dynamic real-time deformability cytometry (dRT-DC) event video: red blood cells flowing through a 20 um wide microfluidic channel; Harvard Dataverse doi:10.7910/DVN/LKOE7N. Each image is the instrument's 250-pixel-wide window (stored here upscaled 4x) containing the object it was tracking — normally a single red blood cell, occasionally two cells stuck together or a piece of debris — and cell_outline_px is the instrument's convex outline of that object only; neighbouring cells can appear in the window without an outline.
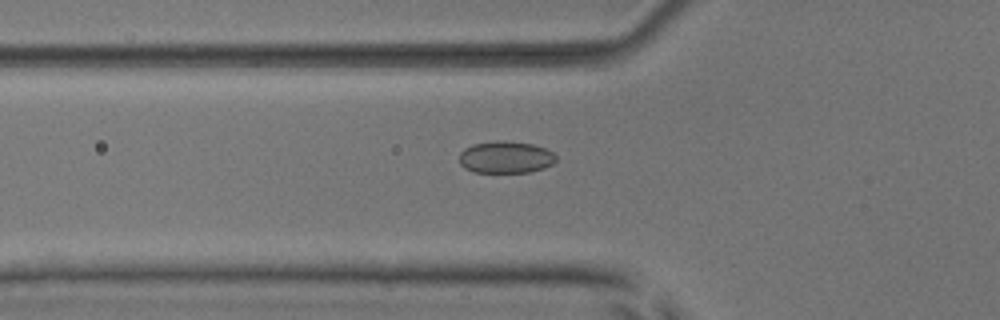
{"species": "common noctule bat (a hibernating species)", "species_latin": "Nyctalus noctula", "temperature_condition": "room temperature", "stored_images_in_passage": 48, "camera_frame_rate_fps": 3000, "um_per_image_px": 0.085, "animal": {"sex": "male", "body_mass_g": 17.9, "forearm_length_mm": 54.2}, "frame": {"image": 1, "passage_image": 19, "time_ms": 6.0, "image_size_px": [1000, 320], "cell_outline_px": [[556, 160], [552, 164], [544, 168], [528, 172], [476, 172], [464, 168], [460, 164], [460, 152], [464, 148], [472, 144], [500, 140], [504, 140], [532, 144], [544, 148], [552, 152], [556, 156]], "centroid_in_image_um": [42.97, 13.36], "position_along_channel_um": 82.8, "area_um2": 18.03}}
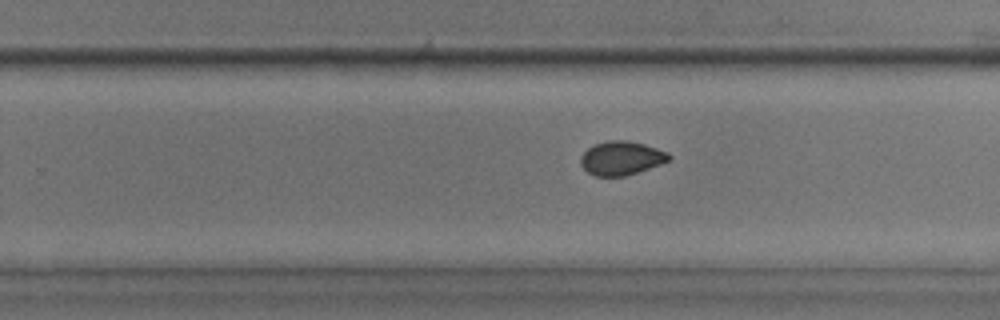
{"frame": {"image": 2, "passage_image": 34, "time_ms": 11.0, "image_size_px": [1000, 320], "cell_outline_px": [[672, 160], [624, 176], [596, 176], [588, 172], [580, 164], [580, 156], [588, 148], [596, 144], [608, 140], [624, 140], [644, 144], [668, 152], [672, 156]], "centroid_in_image_um": [52.82, 13.44], "position_along_channel_um": 277.0, "area_um2": 17.28}}
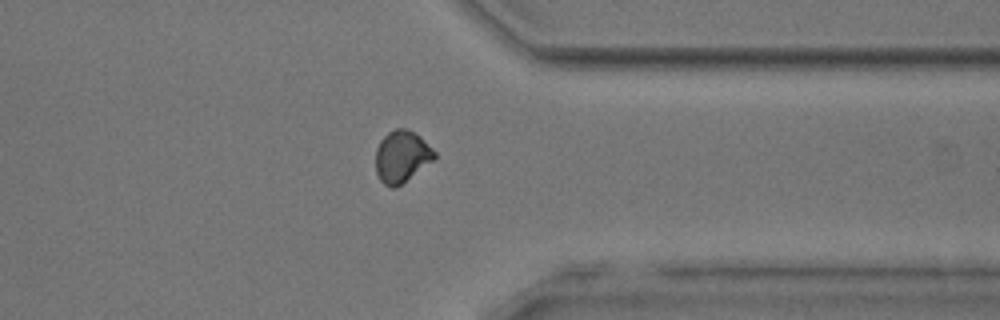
{"frame": {"image": 3, "passage_image": 42, "time_ms": 13.667, "image_size_px": [1000, 320], "cell_outline_px": [[436, 156], [432, 160], [400, 184], [392, 188], [384, 184], [380, 180], [376, 172], [376, 148], [380, 140], [388, 132], [396, 128], [408, 128], [420, 136], [436, 152]], "centroid_in_image_um": [34.12, 13.26], "position_along_channel_um": 377.3, "area_um2": 17.46}}